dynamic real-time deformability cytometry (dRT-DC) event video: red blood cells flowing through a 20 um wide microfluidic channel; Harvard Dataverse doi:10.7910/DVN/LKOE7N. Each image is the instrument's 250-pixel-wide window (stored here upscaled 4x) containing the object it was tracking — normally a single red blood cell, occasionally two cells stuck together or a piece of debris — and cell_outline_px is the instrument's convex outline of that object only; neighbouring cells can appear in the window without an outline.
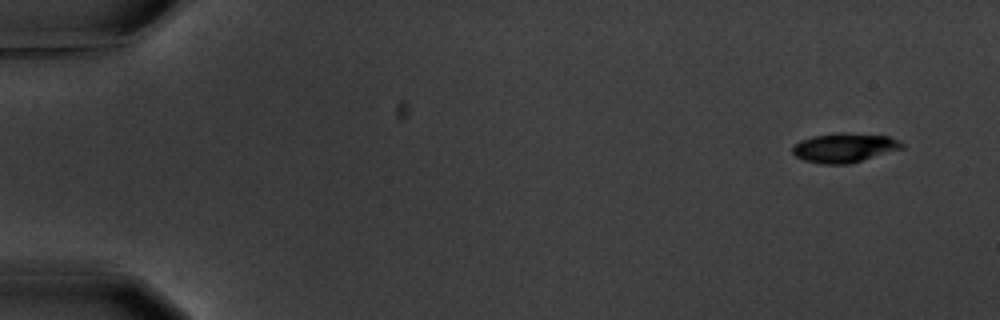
{"species": "common noctule bat (a hibernating species)", "species_latin": "Nyctalus noctula", "temperature_condition": "warm", "stored_images_in_passage": 5, "camera_frame_rate_fps": 3000, "um_per_image_px": 0.085, "animal": {"sex": "male", "body_mass_g": 20.1, "forearm_length_mm": 53.5}, "frame": {"image": 1, "passage_image": 1, "time_ms": 0.0, "image_size_px": [1000, 320], "cell_outline_px": [[904, 148], [848, 164], [820, 164], [804, 160], [796, 156], [792, 152], [792, 148], [800, 140], [812, 136], [840, 132], [848, 132], [888, 136], [904, 144]], "centroid_in_image_um": [71.76, 12.55], "position_along_channel_um": 13.2, "area_um2": 18.67}}
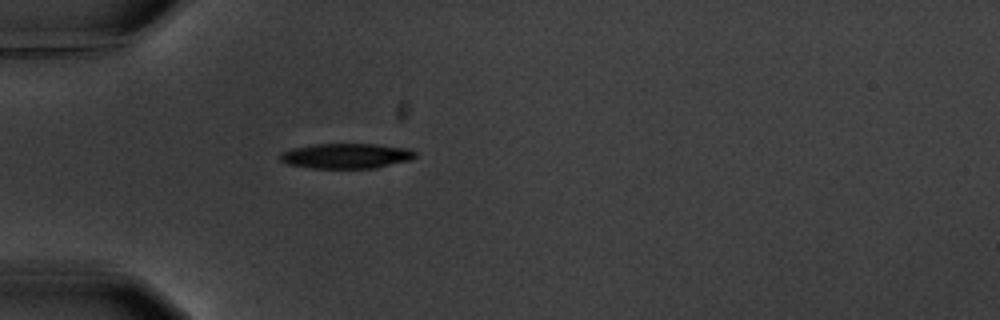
{"frame": {"image": 2, "passage_image": 5, "time_ms": 4.667, "image_size_px": [1000, 320], "cell_outline_px": [[416, 156], [408, 160], [376, 168], [312, 168], [288, 164], [280, 160], [280, 152], [292, 148], [312, 144], [376, 144], [408, 148], [416, 152]], "centroid_in_image_um": [29.41, 13.24], "position_along_channel_um": 55.6, "area_um2": 19.77}}